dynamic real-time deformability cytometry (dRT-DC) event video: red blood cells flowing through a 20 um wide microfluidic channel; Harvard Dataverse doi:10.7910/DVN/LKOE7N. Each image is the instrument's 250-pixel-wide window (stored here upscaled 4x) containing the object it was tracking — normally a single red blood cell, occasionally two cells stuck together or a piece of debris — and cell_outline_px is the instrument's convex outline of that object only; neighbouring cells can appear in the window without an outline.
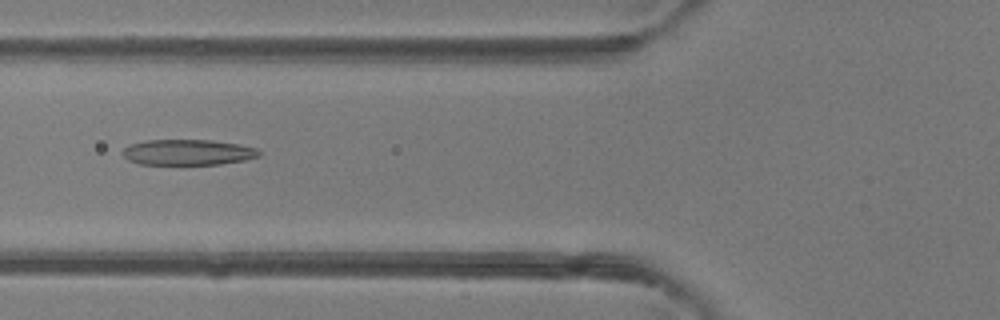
{"species": "common noctule bat (a hibernating species)", "species_latin": "Nyctalus noctula", "temperature_condition": "room temperature", "stored_images_in_passage": 34, "camera_frame_rate_fps": 3000, "um_per_image_px": 0.085, "animal": {"sex": "female"}, "frame": {"image": 1, "passage_image": 4, "time_ms": 1.0, "image_size_px": [1000, 320], "cell_outline_px": [[260, 156], [244, 160], [220, 164], [140, 164], [128, 160], [124, 156], [124, 148], [132, 144], [144, 140], [212, 140], [240, 144], [256, 148], [260, 152]], "centroid_in_image_um": [15.99, 12.94], "position_along_channel_um": 109.8, "area_um2": 20.29}}
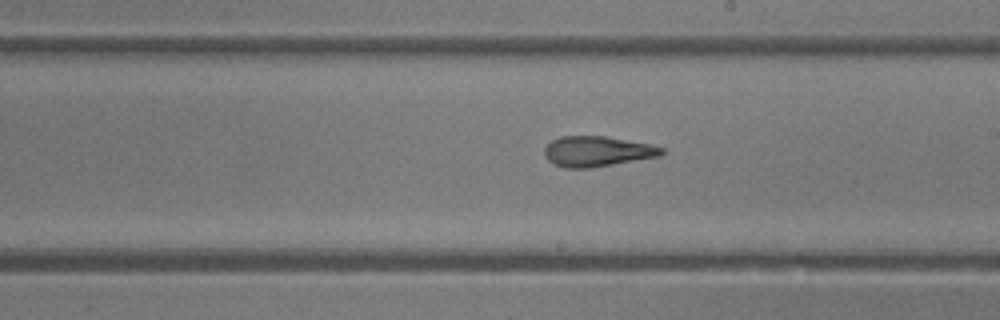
{"frame": {"image": 2, "passage_image": 13, "time_ms": 4.0, "image_size_px": [1000, 320], "cell_outline_px": [[664, 152], [660, 156], [588, 168], [564, 168], [548, 160], [544, 156], [544, 148], [552, 140], [560, 136], [604, 136], [648, 144], [664, 148]], "centroid_in_image_um": [50.72, 12.86], "position_along_channel_um": 238.3, "area_um2": 20.46}}
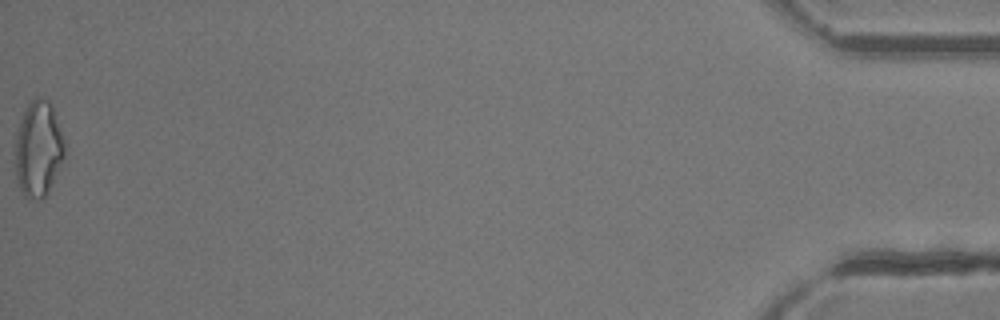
{"frame": {"image": 3, "passage_image": 34, "time_ms": 11.0, "image_size_px": [1000, 320], "cell_outline_px": [[64, 156], [48, 192], [40, 200], [28, 200], [24, 196], [16, 180], [16, 136], [20, 120], [28, 104], [36, 96], [40, 96], [48, 100], [52, 104], [64, 140]], "centroid_in_image_um": [3.25, 12.66], "position_along_channel_um": 431.9, "area_um2": 27.46}, "authors_computed_cell_mechanics": {"area_um2": 20.7502, "velocity_mm_per_s": 4.2675, "shape_relaxation_time_tau1_ms": null, "shape_relaxation_time_tau2_ms": 1.5103, "deformation_change_tau1": null, "deformation_change_tau2": 0.1126}}